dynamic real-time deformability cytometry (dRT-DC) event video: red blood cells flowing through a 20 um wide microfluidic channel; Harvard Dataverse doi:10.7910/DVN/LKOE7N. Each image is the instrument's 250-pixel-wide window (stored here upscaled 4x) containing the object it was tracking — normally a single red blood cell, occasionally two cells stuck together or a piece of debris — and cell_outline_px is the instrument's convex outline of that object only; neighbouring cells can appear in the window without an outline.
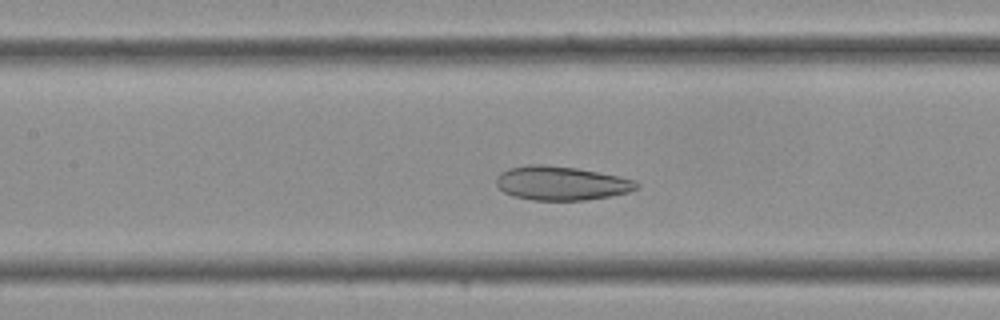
{"species": "Egyptian fruit bat (a non-hibernating species)", "species_latin": "Rousettus aegyptiacus", "temperature_condition": "cold", "stored_images_in_passage": 33, "camera_frame_rate_fps": 3000, "um_per_image_px": 0.085, "frame": {"image": 1, "passage_image": 15, "time_ms": 4.667, "image_size_px": [1000, 320], "cell_outline_px": [[640, 188], [628, 192], [608, 196], [584, 200], [532, 200], [512, 196], [504, 192], [496, 184], [496, 176], [500, 172], [508, 168], [528, 164], [544, 164], [576, 168], [636, 180], [640, 184]], "centroid_in_image_um": [47.67, 15.57], "position_along_channel_um": 159.7, "area_um2": 27.8}}
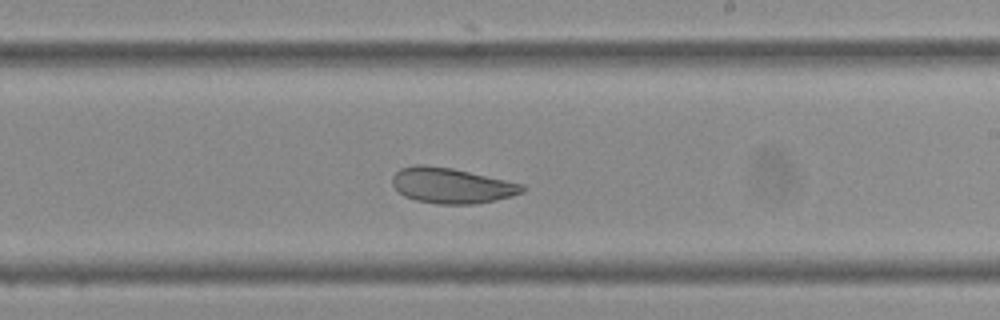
{"frame": {"image": 2, "passage_image": 20, "time_ms": 6.333, "image_size_px": [1000, 320], "cell_outline_px": [[524, 192], [512, 196], [496, 200], [472, 204], [440, 204], [416, 200], [404, 196], [392, 184], [392, 176], [400, 168], [416, 164], [424, 164], [452, 168], [524, 184]], "centroid_in_image_um": [38.38, 15.76], "position_along_channel_um": 250.6, "area_um2": 26.82}}
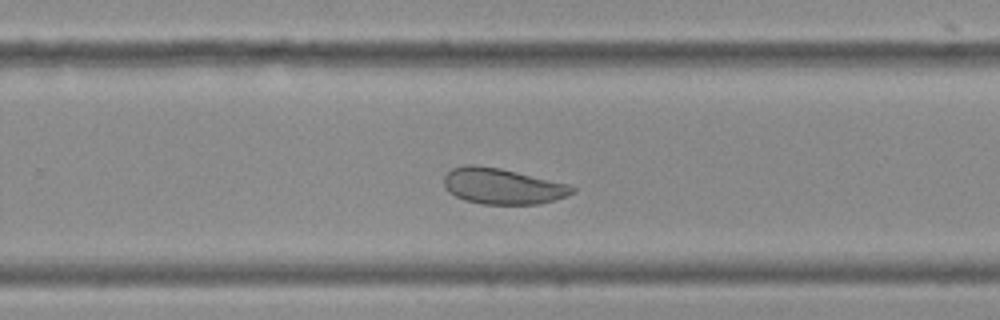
{"frame": {"image": 3, "passage_image": 22, "time_ms": 7.0, "image_size_px": [1000, 320], "cell_outline_px": [[576, 192], [568, 196], [536, 204], [480, 204], [464, 200], [448, 192], [444, 184], [444, 176], [452, 168], [464, 164], [476, 164], [500, 168], [568, 184], [576, 188]], "centroid_in_image_um": [42.69, 15.82], "position_along_channel_um": 287.1, "area_um2": 26.88}}